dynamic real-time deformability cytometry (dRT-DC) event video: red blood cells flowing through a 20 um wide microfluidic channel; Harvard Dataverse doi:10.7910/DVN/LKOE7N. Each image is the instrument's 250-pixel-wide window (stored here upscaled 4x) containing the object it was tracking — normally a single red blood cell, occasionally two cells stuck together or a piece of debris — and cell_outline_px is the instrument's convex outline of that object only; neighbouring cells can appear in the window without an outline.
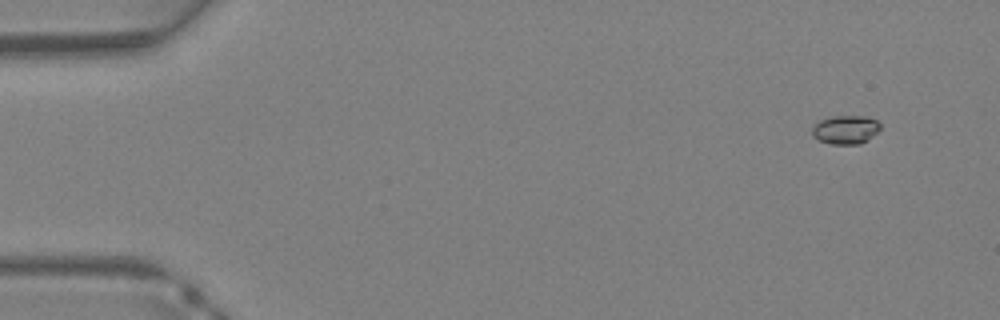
{"species": "Egyptian fruit bat (a non-hibernating species)", "species_latin": "Rousettus aegyptiacus", "temperature_condition": "warm", "stored_images_in_passage": 8, "camera_frame_rate_fps": 3000, "um_per_image_px": 0.085, "animal": {"sex": "female"}, "frame": {"image": 1, "passage_image": 1, "time_ms": 0.0, "image_size_px": [1000, 320], "cell_outline_px": [[880, 128], [872, 136], [860, 144], [832, 144], [820, 140], [812, 136], [812, 128], [820, 120], [832, 116], [868, 116], [876, 120], [880, 124]], "centroid_in_image_um": [71.87, 11.01], "position_along_channel_um": 13.1, "area_um2": 11.27}}